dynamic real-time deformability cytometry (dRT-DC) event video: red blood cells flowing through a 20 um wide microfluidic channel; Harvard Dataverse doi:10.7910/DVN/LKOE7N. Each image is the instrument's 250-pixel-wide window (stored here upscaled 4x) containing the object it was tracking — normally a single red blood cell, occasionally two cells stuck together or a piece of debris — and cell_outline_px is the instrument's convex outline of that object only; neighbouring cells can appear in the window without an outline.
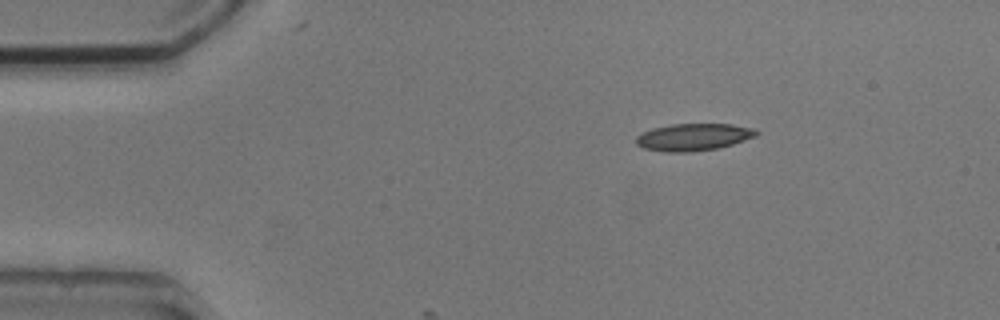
{"species": "common noctule bat (a hibernating species)", "species_latin": "Nyctalus noctula", "temperature_condition": "cold", "stored_images_in_passage": 2, "camera_frame_rate_fps": 3000, "um_per_image_px": 0.085, "animal": {"sex": "male", "body_mass_g": 20.5, "forearm_length_mm": 52.5}, "frame": {"image": 1, "passage_image": 2, "time_ms": 1.333, "image_size_px": [1000, 320], "cell_outline_px": [[760, 132], [756, 136], [732, 144], [716, 148], [692, 152], [664, 152], [644, 148], [636, 144], [636, 136], [652, 128], [672, 124], [732, 124], [756, 128]], "centroid_in_image_um": [58.96, 11.64], "position_along_channel_um": 26.0, "area_um2": 19.07}}